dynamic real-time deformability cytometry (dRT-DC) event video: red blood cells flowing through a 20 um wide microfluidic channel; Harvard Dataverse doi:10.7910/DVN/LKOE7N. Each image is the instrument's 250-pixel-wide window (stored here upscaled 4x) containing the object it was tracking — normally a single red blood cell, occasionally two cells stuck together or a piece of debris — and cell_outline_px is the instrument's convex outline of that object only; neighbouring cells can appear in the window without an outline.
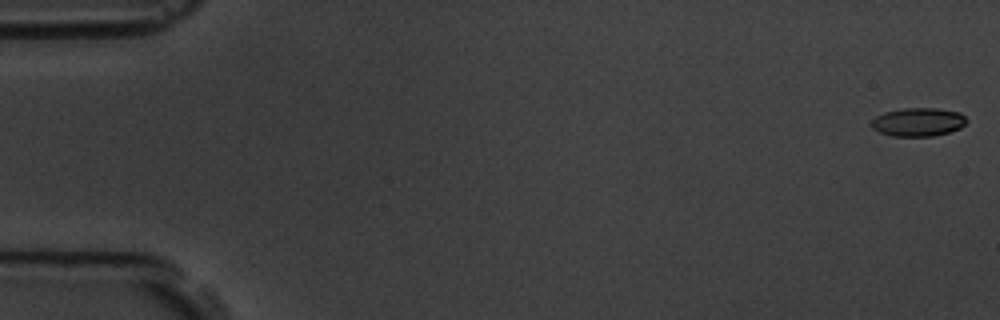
{"species": "common noctule bat (a hibernating species)", "species_latin": "Nyctalus noctula", "temperature_condition": "room temperature", "stored_images_in_passage": 6, "camera_frame_rate_fps": 3000, "um_per_image_px": 0.085, "animal": {"sex": "male", "body_mass_g": 19.5, "forearm_length_mm": 54.6}, "frame": {"image": 1, "passage_image": 1, "time_ms": 0.0, "image_size_px": [1000, 320], "cell_outline_px": [[968, 120], [960, 128], [948, 132], [932, 136], [892, 136], [880, 132], [872, 128], [872, 120], [876, 116], [884, 112], [904, 108], [936, 108], [960, 112]], "centroid_in_image_um": [78.05, 10.36], "position_along_channel_um": 7.0, "area_um2": 15.72}}
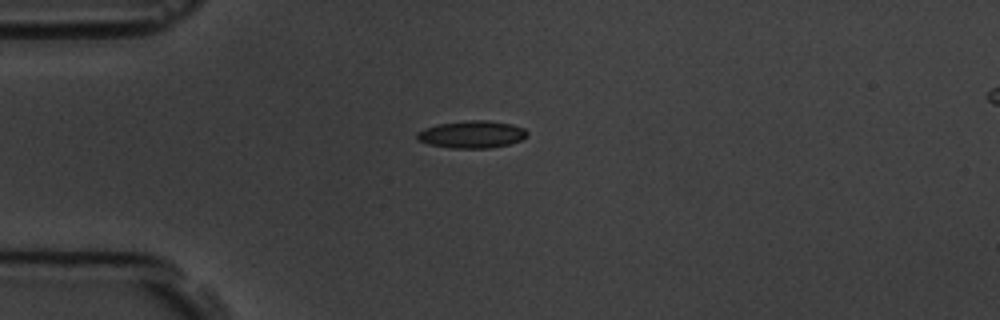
{"frame": {"image": 2, "passage_image": 5, "time_ms": 4.667, "image_size_px": [1000, 320], "cell_outline_px": [[528, 136], [520, 140], [508, 144], [488, 148], [452, 148], [428, 144], [416, 140], [416, 132], [424, 128], [436, 124], [468, 120], [488, 120], [512, 124], [524, 128], [528, 132]], "centroid_in_image_um": [40.08, 11.41], "position_along_channel_um": 44.9, "area_um2": 17.69}}